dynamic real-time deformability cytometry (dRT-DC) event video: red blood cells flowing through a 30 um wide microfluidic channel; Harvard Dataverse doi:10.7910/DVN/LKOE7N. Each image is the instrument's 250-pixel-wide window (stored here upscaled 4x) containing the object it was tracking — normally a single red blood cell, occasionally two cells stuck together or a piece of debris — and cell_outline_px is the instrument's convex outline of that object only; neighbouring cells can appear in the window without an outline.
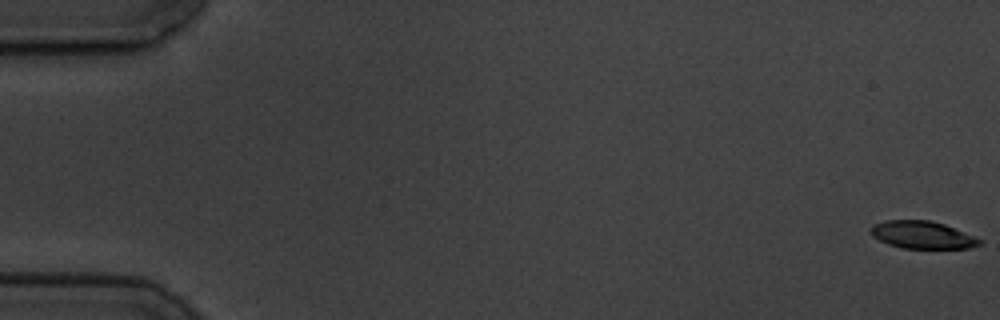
{"species": "common noctule bat (a hibernating species)", "species_latin": "Nyctalus noctula", "temperature_condition": "cold", "stored_images_in_passage": 6, "camera_frame_rate_fps": 3000, "um_per_image_px": 0.085, "animal": {"sex": "male", "body_mass_g": 19.5, "forearm_length_mm": 54.6}, "frame": {"image": 1, "passage_image": 1, "time_ms": 0.0, "image_size_px": [1000, 320], "cell_outline_px": [[984, 240], [980, 244], [968, 248], [900, 248], [888, 244], [872, 236], [872, 224], [884, 220], [928, 220], [944, 224]], "centroid_in_image_um": [78.39, 19.96], "position_along_channel_um": 6.6, "area_um2": 17.34}}
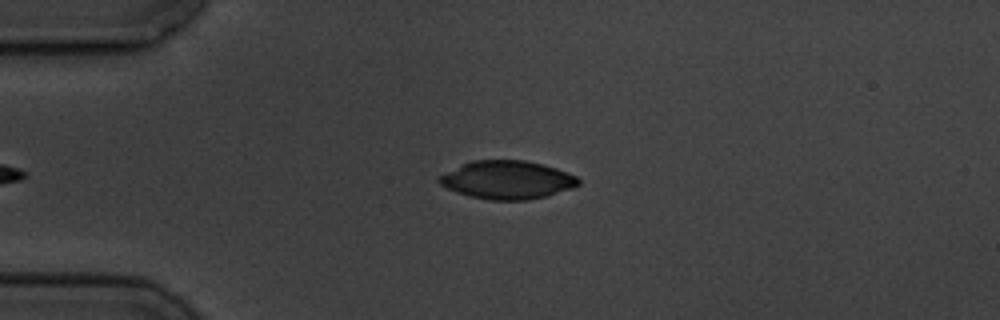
{"frame": {"image": 2, "passage_image": 6, "time_ms": 6.667, "image_size_px": [1000, 320], "cell_outline_px": [[580, 184], [572, 188], [548, 196], [528, 200], [488, 200], [456, 192], [440, 184], [436, 180], [440, 176], [472, 160], [524, 160], [556, 168], [576, 176], [580, 180]], "centroid_in_image_um": [43.15, 15.3], "position_along_channel_um": 41.9, "area_um2": 30.75}}